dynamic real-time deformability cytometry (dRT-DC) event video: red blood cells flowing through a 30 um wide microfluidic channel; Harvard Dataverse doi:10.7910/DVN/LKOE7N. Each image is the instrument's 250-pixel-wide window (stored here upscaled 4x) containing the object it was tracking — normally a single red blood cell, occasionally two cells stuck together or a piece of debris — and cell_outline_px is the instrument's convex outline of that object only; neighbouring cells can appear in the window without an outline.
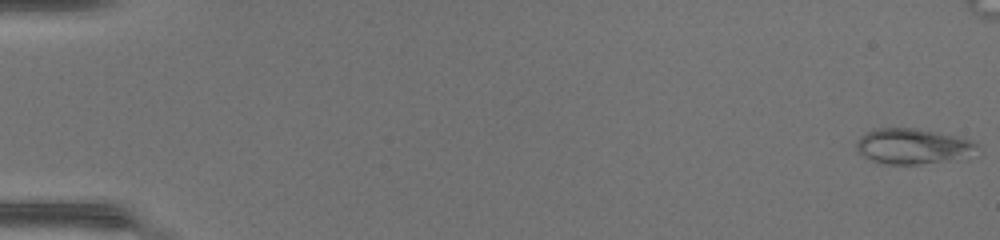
{"species": "common noctule bat (a hibernating species)", "species_latin": "Nyctalus noctula", "temperature_condition": "warm", "stored_images_in_passage": 49, "camera_frame_rate_fps": 3000, "um_per_image_px": 0.085, "animal": {"sex": "female", "body_mass_g": 17.0, "forearm_length_mm": 48.0}, "frame": {"image": 1, "passage_image": 1, "time_ms": 0.0, "image_size_px": [1000, 240], "cell_outline_px": [[984, 148], [940, 160], [916, 164], [880, 164], [856, 152], [856, 140], [860, 136], [876, 128], [916, 128], [972, 140], [980, 144]], "centroid_in_image_um": [77.47, 12.4], "position_along_channel_um": 7.5, "area_um2": 24.22}}
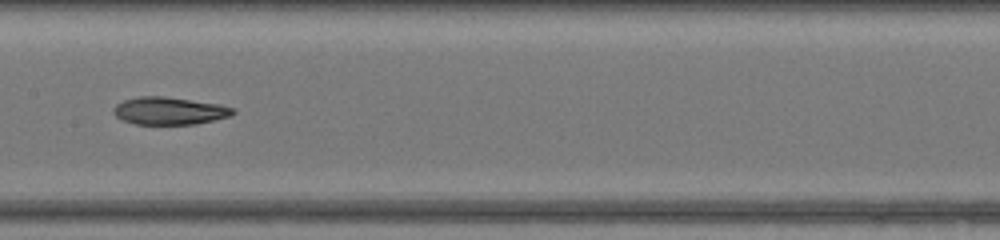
{"frame": {"image": 2, "passage_image": 26, "time_ms": 8.333, "image_size_px": [1000, 240], "cell_outline_px": [[236, 112], [232, 116], [196, 124], [136, 124], [124, 120], [116, 116], [112, 112], [112, 108], [116, 104], [124, 100], [140, 96], [164, 96], [220, 104], [236, 108]], "centroid_in_image_um": [14.43, 9.42], "position_along_channel_um": 193.0, "area_um2": 19.31}}
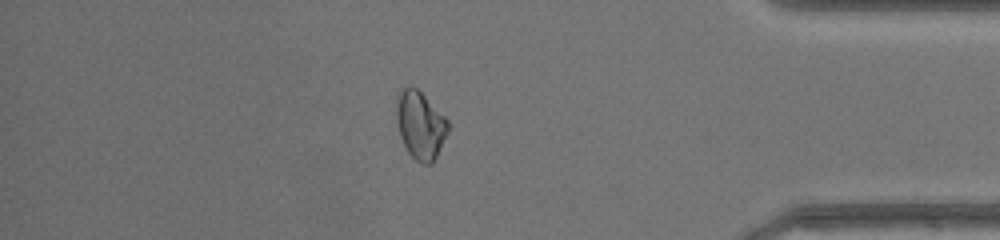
{"frame": {"image": 3, "passage_image": 42, "time_ms": 13.667, "image_size_px": [1000, 240], "cell_outline_px": [[448, 132], [432, 164], [420, 164], [408, 152], [400, 136], [396, 120], [396, 96], [408, 84], [416, 88], [448, 120]], "centroid_in_image_um": [35.7, 10.63], "position_along_channel_um": 399.5, "area_um2": 20.23}, "authors_computed_cell_mechanics": {"area_um2": 20.6924, "velocity_mm_per_s": 4.4267, "shape_relaxation_time_tau1_ms": 6.0799, "shape_relaxation_time_tau2_ms": 5.7229, "deformation_change_tau1": 0.2173, "deformation_change_tau2": 0.1284}}